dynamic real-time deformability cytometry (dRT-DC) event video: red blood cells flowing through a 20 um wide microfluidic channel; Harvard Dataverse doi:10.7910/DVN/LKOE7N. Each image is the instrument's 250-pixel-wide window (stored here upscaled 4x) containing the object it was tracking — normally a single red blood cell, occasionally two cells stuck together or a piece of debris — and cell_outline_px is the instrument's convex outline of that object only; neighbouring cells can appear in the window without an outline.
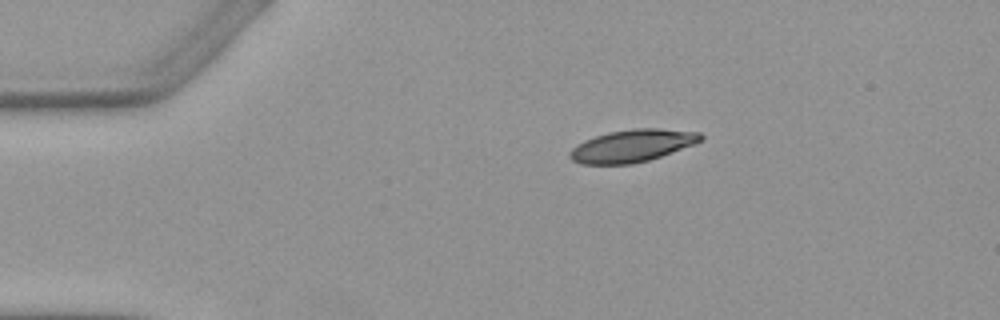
{"species": "Egyptian fruit bat (a non-hibernating species)", "species_latin": "Rousettus aegyptiacus", "temperature_condition": "warm", "stored_images_in_passage": 3, "camera_frame_rate_fps": 3000, "um_per_image_px": 0.085, "animal": {"sex": "female"}, "frame": {"image": 1, "passage_image": 1, "time_ms": 0.0, "image_size_px": [1000, 320], "cell_outline_px": [[704, 140], [696, 144], [648, 160], [632, 164], [580, 164], [572, 160], [568, 156], [568, 152], [576, 144], [584, 140], [608, 132], [632, 128], [660, 128], [700, 132], [704, 136]], "centroid_in_image_um": [53.75, 12.38], "position_along_channel_um": 31.3, "area_um2": 24.97}}
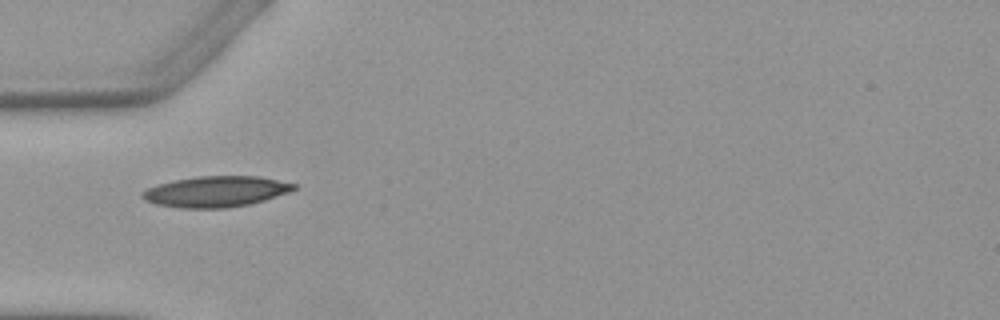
{"frame": {"image": 2, "passage_image": 3, "time_ms": 2.333, "image_size_px": [1000, 320], "cell_outline_px": [[296, 188], [288, 192], [264, 200], [248, 204], [228, 208], [180, 208], [156, 204], [144, 200], [140, 196], [140, 192], [148, 188], [160, 184], [176, 180], [196, 176], [260, 176], [296, 184]], "centroid_in_image_um": [18.33, 16.28], "position_along_channel_um": 66.7, "area_um2": 27.11}}